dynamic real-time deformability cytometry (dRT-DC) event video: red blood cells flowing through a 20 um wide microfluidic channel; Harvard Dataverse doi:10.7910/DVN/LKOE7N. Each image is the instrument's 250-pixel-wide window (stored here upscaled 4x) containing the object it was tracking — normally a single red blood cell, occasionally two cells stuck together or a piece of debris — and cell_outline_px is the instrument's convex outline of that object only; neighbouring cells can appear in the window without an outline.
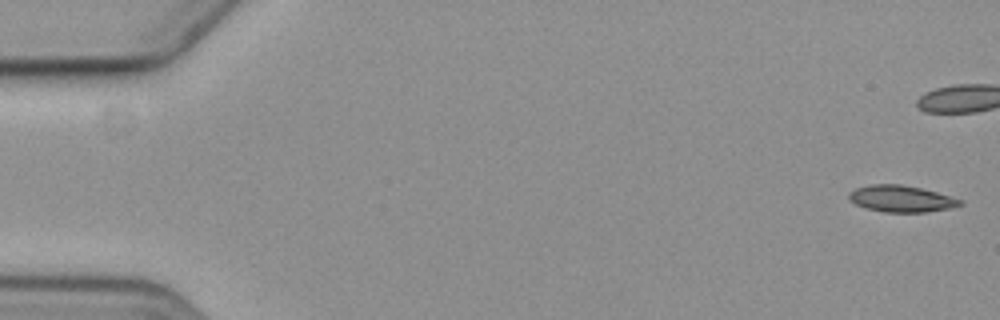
{"species": "common noctule bat (a hibernating species)", "species_latin": "Nyctalus noctula", "temperature_condition": "cold", "stored_images_in_passage": 13, "camera_frame_rate_fps": 3000, "um_per_image_px": 0.085, "animal": {"sex": "female", "body_mass_g": 19.3, "forearm_length_mm": 54.1}, "frame": {"image": 1, "passage_image": 1, "time_ms": 0.0, "image_size_px": [1000, 320], "cell_outline_px": [[960, 204], [948, 208], [928, 212], [884, 212], [868, 208], [856, 204], [848, 196], [848, 192], [856, 188], [872, 184], [900, 184], [920, 188], [936, 192], [960, 200]], "centroid_in_image_um": [76.55, 16.88], "position_along_channel_um": 8.5, "area_um2": 16.76}}
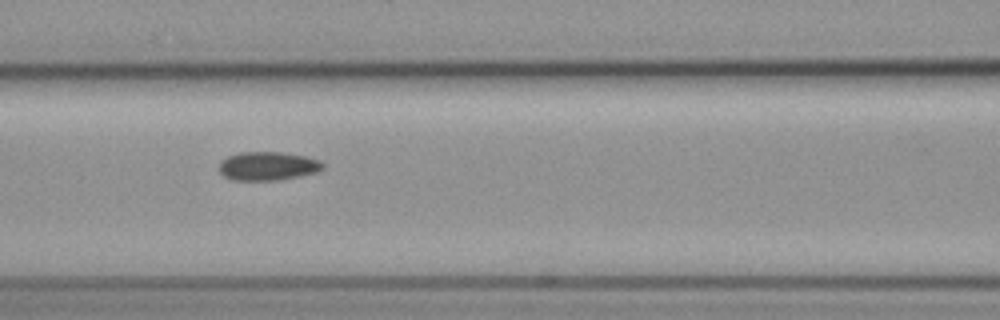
{"frame": {"image": 2, "passage_image": 8, "time_ms": 9.0, "image_size_px": [1000, 320], "cell_outline_px": [[324, 168], [316, 172], [300, 176], [276, 180], [232, 180], [224, 176], [220, 172], [220, 160], [228, 156], [240, 152], [280, 152], [304, 156], [320, 160], [324, 164]], "centroid_in_image_um": [22.76, 14.11], "position_along_channel_um": 143.8, "area_um2": 17.28}}
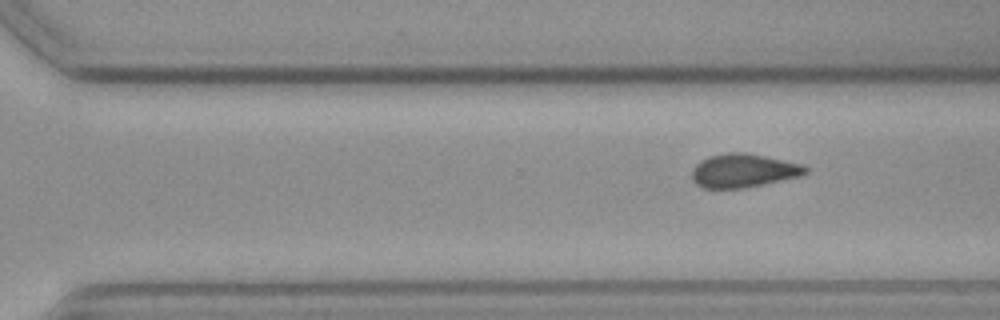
{"frame": {"image": 3, "passage_image": 13, "time_ms": 15.667, "image_size_px": [1000, 320], "cell_outline_px": [[808, 172], [800, 176], [744, 188], [704, 188], [696, 184], [692, 180], [692, 168], [700, 160], [708, 156], [724, 152], [744, 152], [804, 164], [808, 168]], "centroid_in_image_um": [63.17, 14.49], "position_along_channel_um": 307.4, "area_um2": 22.37}}